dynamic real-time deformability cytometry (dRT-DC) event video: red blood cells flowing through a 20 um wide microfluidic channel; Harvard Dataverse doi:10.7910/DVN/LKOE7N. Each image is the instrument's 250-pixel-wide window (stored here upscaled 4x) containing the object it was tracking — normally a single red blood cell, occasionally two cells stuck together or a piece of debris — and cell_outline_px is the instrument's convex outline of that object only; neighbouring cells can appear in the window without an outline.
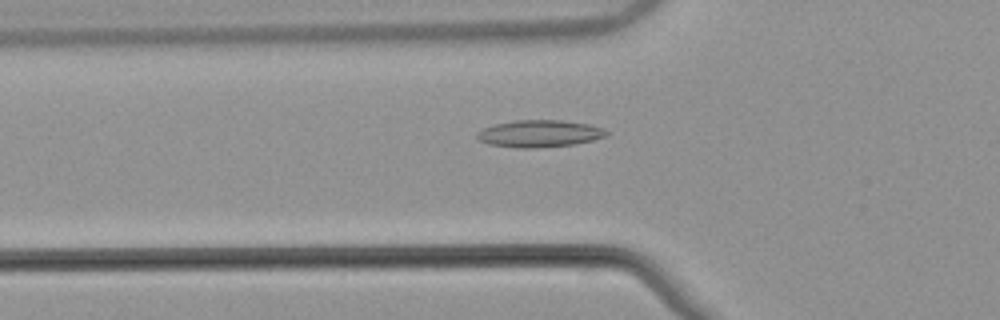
{"species": "common noctule bat (a hibernating species)", "species_latin": "Nyctalus noctula", "temperature_condition": "warm", "stored_images_in_passage": 54, "camera_frame_rate_fps": 3000, "um_per_image_px": 0.085, "animal": {"sex": "male", "body_mass_g": 21.5, "forearm_length_mm": 52.0}, "frame": {"image": 1, "passage_image": 19, "time_ms": 6.0, "image_size_px": [1000, 320], "cell_outline_px": [[608, 132], [604, 136], [592, 140], [576, 144], [532, 148], [520, 148], [488, 144], [480, 140], [476, 136], [476, 132], [484, 128], [496, 124], [516, 120], [560, 120], [588, 124], [600, 128]], "centroid_in_image_um": [45.81, 11.36], "position_along_channel_um": 80.0, "area_um2": 20.11}}
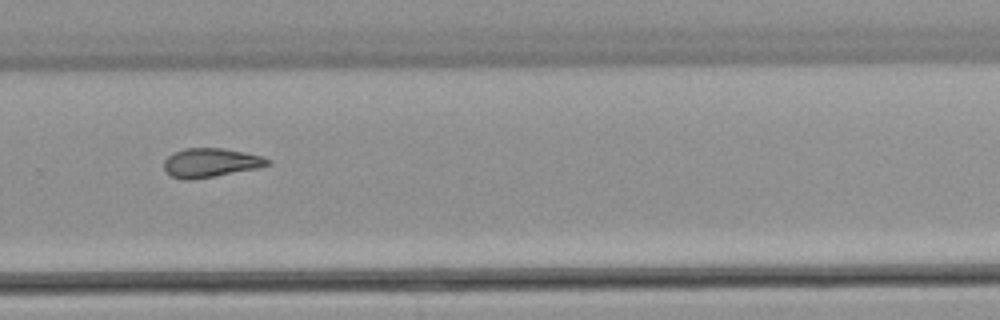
{"frame": {"image": 2, "passage_image": 37, "time_ms": 12.0, "image_size_px": [1000, 320], "cell_outline_px": [[272, 160], [268, 164], [256, 168], [212, 176], [188, 180], [184, 180], [172, 176], [164, 168], [164, 160], [172, 152], [184, 148], [224, 148], [244, 152], [260, 156]], "centroid_in_image_um": [17.86, 13.81], "position_along_channel_um": 311.9, "area_um2": 17.22}}
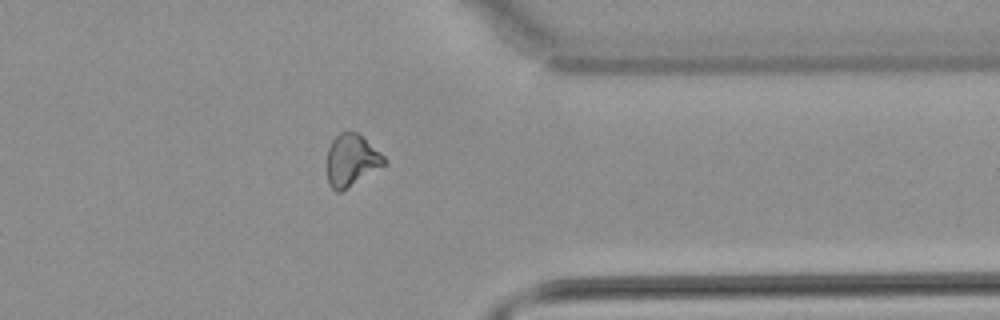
{"frame": {"image": 3, "passage_image": 43, "time_ms": 14.0, "image_size_px": [1000, 320], "cell_outline_px": [[388, 160], [384, 164], [340, 192], [336, 192], [328, 184], [328, 148], [332, 140], [340, 132], [356, 132], [380, 152]], "centroid_in_image_um": [29.85, 13.61], "position_along_channel_um": 381.5, "area_um2": 16.76}, "authors_computed_cell_mechanics": {"area_um2": 18.6116, "velocity_mm_per_s": 3.8637, "shape_relaxation_time_tau1_ms": null, "shape_relaxation_time_tau2_ms": 6.9709, "deformation_change_tau1": null, "deformation_change_tau2": 0.1646}}